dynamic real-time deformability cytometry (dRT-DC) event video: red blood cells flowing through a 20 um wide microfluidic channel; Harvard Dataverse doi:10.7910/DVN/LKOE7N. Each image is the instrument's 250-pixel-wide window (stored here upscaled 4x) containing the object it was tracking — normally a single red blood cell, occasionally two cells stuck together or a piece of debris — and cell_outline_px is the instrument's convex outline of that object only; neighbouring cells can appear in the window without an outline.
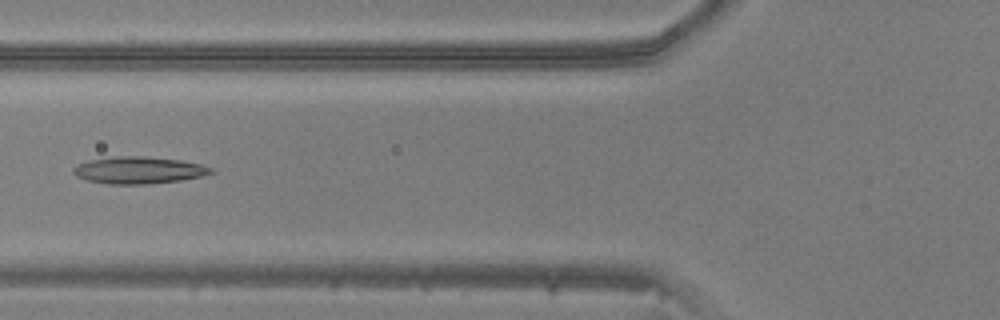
{"species": "common noctule bat (a hibernating species)", "species_latin": "Nyctalus noctula", "temperature_condition": "warm", "stored_images_in_passage": 8, "camera_frame_rate_fps": 3000, "um_per_image_px": 0.085, "animal": {"sex": "male", "body_mass_g": 20.5, "forearm_length_mm": 52.5}, "frame": {"image": 1, "passage_image": 6, "time_ms": 1.667, "image_size_px": [1000, 320], "cell_outline_px": [[216, 172], [200, 176], [180, 180], [144, 184], [108, 184], [88, 180], [76, 176], [72, 172], [72, 168], [76, 164], [88, 160], [116, 156], [144, 156], [180, 160], [200, 164], [212, 168]], "centroid_in_image_um": [11.75, 14.46], "position_along_channel_um": 114.1, "area_um2": 21.62}}